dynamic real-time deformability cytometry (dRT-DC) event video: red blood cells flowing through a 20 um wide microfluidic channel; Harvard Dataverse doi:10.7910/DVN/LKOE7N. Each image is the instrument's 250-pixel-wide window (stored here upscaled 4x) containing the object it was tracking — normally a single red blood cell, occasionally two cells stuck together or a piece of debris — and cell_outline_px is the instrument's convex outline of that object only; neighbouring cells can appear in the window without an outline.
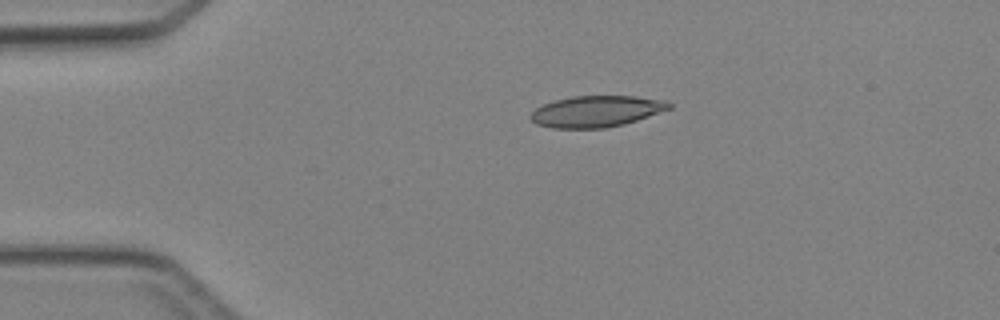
{"species": "Egyptian fruit bat (a non-hibernating species)", "species_latin": "Rousettus aegyptiacus", "temperature_condition": "cold", "stored_images_in_passage": 1, "camera_frame_rate_fps": 3000, "um_per_image_px": 0.085, "animal": {"sex": "female"}, "frame": {"image": 1, "passage_image": 1, "time_ms": 0.0, "image_size_px": [1000, 320], "cell_outline_px": [[672, 108], [624, 124], [604, 128], [552, 128], [536, 124], [528, 116], [536, 108], [552, 100], [572, 96], [636, 96], [668, 100], [672, 104]], "centroid_in_image_um": [50.69, 9.45], "position_along_channel_um": 34.3, "area_um2": 25.37}}